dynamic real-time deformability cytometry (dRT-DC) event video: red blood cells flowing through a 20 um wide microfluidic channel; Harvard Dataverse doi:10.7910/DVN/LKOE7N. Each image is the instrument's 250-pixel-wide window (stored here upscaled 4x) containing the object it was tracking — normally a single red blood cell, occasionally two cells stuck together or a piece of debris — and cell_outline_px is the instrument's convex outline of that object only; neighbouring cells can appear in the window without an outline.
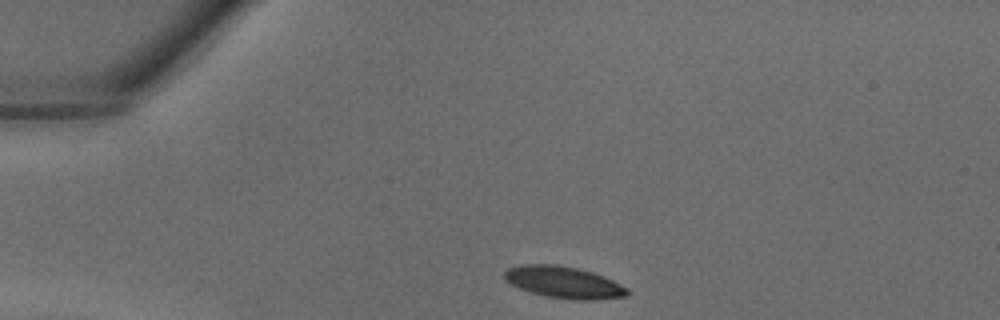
{"species": "common noctule bat (a hibernating species)", "species_latin": "Nyctalus noctula", "temperature_condition": "warm", "stored_images_in_passage": 31, "camera_frame_rate_fps": 3000, "um_per_image_px": 0.085, "animal": {"sex": "male", "body_mass_g": 18.8}, "frame": {"image": 1, "passage_image": 1, "time_ms": 0.0, "image_size_px": [1000, 320], "cell_outline_px": [[628, 296], [596, 300], [580, 300], [544, 296], [520, 288], [504, 280], [504, 272], [508, 268], [520, 264], [556, 264], [576, 268], [592, 272], [604, 276], [628, 288]], "centroid_in_image_um": [47.92, 23.99], "position_along_channel_um": 37.1, "area_um2": 22.72}}
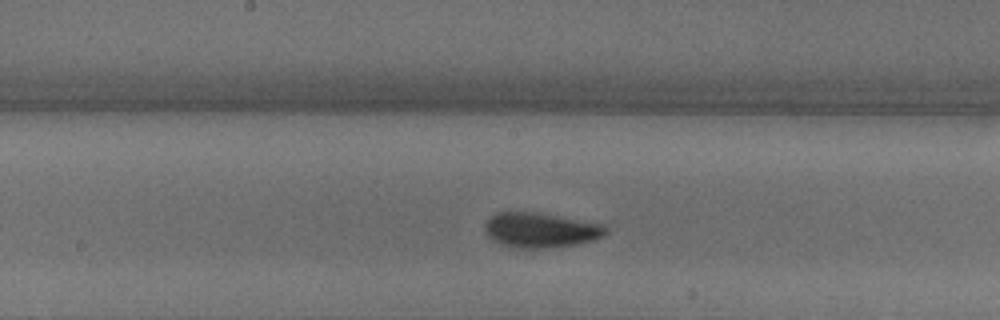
{"frame": {"image": 2, "passage_image": 13, "time_ms": 4.0, "image_size_px": [1000, 320], "cell_outline_px": [[608, 232], [604, 236], [592, 240], [576, 244], [548, 248], [516, 248], [500, 244], [492, 240], [484, 232], [484, 224], [496, 212], [536, 212], [600, 224], [608, 228]], "centroid_in_image_um": [45.91, 19.57], "position_along_channel_um": 202.3, "area_um2": 24.51}}
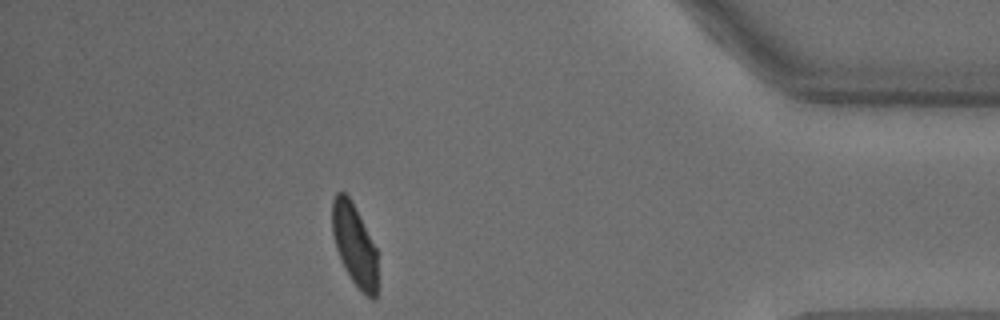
{"frame": {"image": 3, "passage_image": 27, "time_ms": 8.667, "image_size_px": [1000, 320], "cell_outline_px": [[376, 296], [372, 300], [352, 280], [336, 248], [332, 232], [332, 200], [336, 192], [344, 192], [352, 200], [376, 248]], "centroid_in_image_um": [30.11, 20.73], "position_along_channel_um": 405.1, "area_um2": 21.04}}